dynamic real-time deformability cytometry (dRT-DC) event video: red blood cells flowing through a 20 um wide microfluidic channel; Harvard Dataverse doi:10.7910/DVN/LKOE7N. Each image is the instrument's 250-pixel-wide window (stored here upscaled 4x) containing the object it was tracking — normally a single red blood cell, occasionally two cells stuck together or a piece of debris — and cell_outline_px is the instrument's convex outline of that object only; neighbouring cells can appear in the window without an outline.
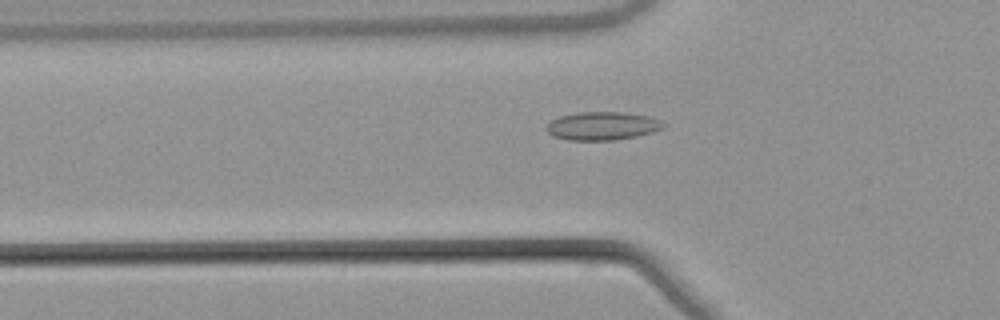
{"species": "common noctule bat (a hibernating species)", "species_latin": "Nyctalus noctula", "temperature_condition": "warm", "stored_images_in_passage": 54, "camera_frame_rate_fps": 3000, "um_per_image_px": 0.085, "animal": {"sex": "male", "body_mass_g": 21.5, "forearm_length_mm": 52.0}, "frame": {"image": 1, "passage_image": 19, "time_ms": 6.0, "image_size_px": [1000, 320], "cell_outline_px": [[668, 124], [664, 128], [652, 132], [636, 136], [616, 140], [568, 140], [552, 136], [544, 128], [552, 120], [560, 116], [580, 112], [624, 112], [648, 116], [660, 120]], "centroid_in_image_um": [51.22, 10.71], "position_along_channel_um": 74.6, "area_um2": 19.36}}
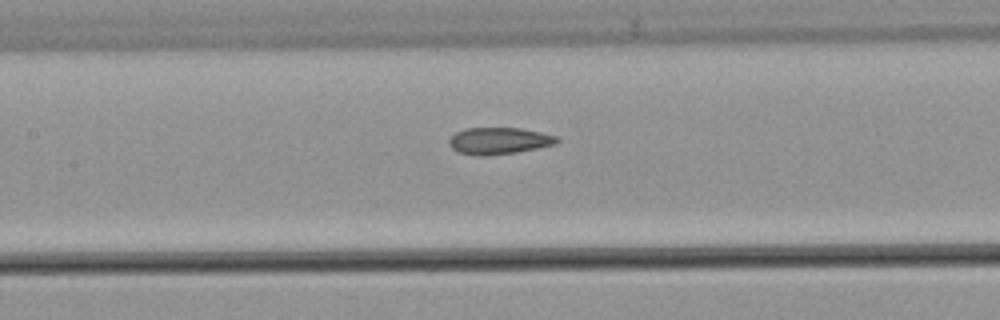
{"frame": {"image": 2, "passage_image": 26, "time_ms": 8.333, "image_size_px": [1000, 320], "cell_outline_px": [[560, 140], [556, 144], [516, 152], [484, 156], [476, 156], [460, 152], [452, 148], [448, 144], [448, 140], [456, 132], [464, 128], [520, 128], [540, 132], [556, 136]], "centroid_in_image_um": [42.39, 11.97], "position_along_channel_um": 165.0, "area_um2": 16.76}}
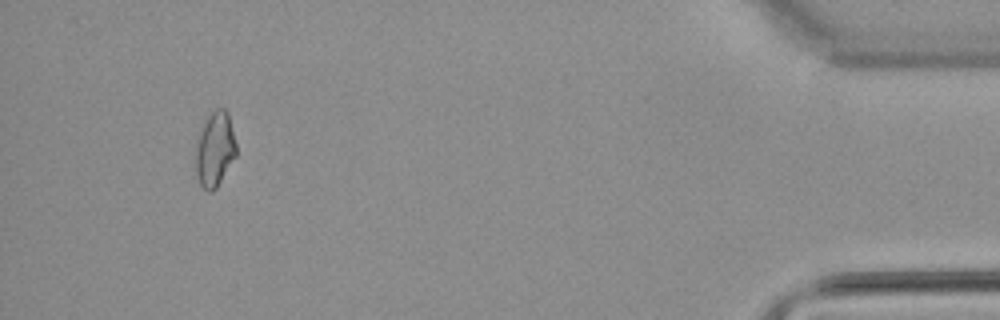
{"frame": {"image": 3, "passage_image": 51, "time_ms": 16.667, "image_size_px": [1000, 320], "cell_outline_px": [[236, 156], [216, 188], [212, 192], [208, 192], [200, 184], [196, 172], [196, 144], [204, 116], [216, 108], [224, 108], [228, 112], [236, 144]], "centroid_in_image_um": [18.25, 12.64], "position_along_channel_um": 416.9, "area_um2": 17.86}, "authors_computed_cell_mechanics": {"area_um2": 17.2822, "velocity_mm_per_s": 3.8398, "shape_relaxation_time_tau1_ms": null, "shape_relaxation_time_tau2_ms": 4.3737, "deformation_change_tau1": null, "deformation_change_tau2": 0.1044}}